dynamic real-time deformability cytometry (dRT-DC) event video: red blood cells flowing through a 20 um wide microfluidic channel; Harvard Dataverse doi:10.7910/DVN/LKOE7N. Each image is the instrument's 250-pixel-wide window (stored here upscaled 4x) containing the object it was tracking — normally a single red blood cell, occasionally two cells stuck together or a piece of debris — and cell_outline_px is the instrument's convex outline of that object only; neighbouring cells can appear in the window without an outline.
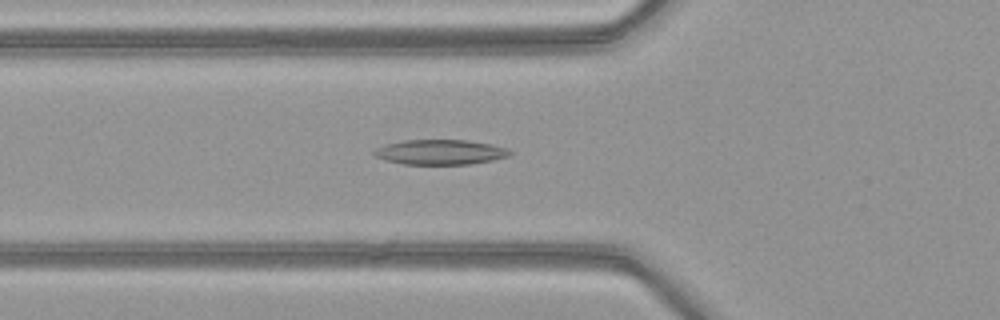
{"species": "common noctule bat (a hibernating species)", "species_latin": "Nyctalus noctula", "temperature_condition": "warm", "stored_images_in_passage": 50, "camera_frame_rate_fps": 3000, "um_per_image_px": 0.085, "animal": {"sex": "female", "body_mass_g": 21.9}, "frame": {"image": 1, "passage_image": 18, "time_ms": 5.667, "image_size_px": [1000, 320], "cell_outline_px": [[512, 152], [508, 156], [492, 160], [468, 164], [404, 164], [384, 160], [376, 156], [372, 152], [376, 148], [388, 144], [404, 140], [468, 140], [492, 144], [508, 148]], "centroid_in_image_um": [37.43, 12.92], "position_along_channel_um": 88.4, "area_um2": 19.65}}
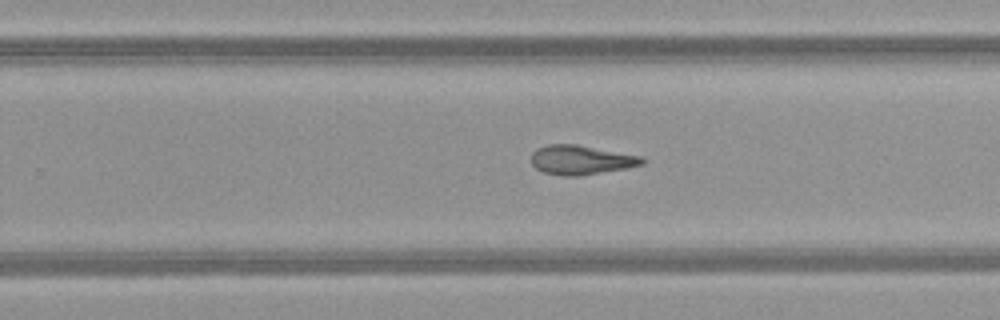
{"frame": {"image": 2, "passage_image": 32, "time_ms": 10.333, "image_size_px": [1000, 320], "cell_outline_px": [[644, 164], [628, 168], [580, 176], [564, 176], [544, 172], [536, 168], [532, 164], [532, 152], [536, 148], [548, 144], [576, 144], [644, 156]], "centroid_in_image_um": [49.42, 13.59], "position_along_channel_um": 280.4, "area_um2": 19.13}}
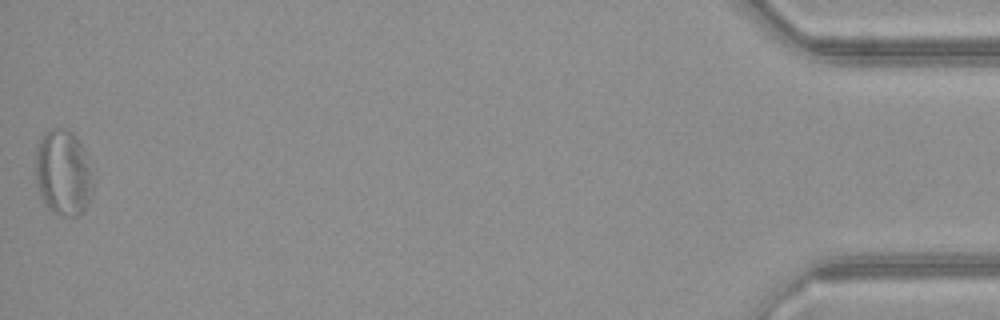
{"frame": {"image": 3, "passage_image": 50, "time_ms": 16.333, "image_size_px": [1000, 320], "cell_outline_px": [[96, 176], [92, 192], [84, 208], [76, 216], [68, 216], [56, 212], [48, 208], [40, 196], [36, 180], [36, 148], [44, 132], [52, 128], [64, 128], [72, 132], [76, 136], [88, 152]], "centroid_in_image_um": [5.43, 14.62], "position_along_channel_um": 429.8, "area_um2": 29.36}, "authors_computed_cell_mechanics": {"area_um2": 21.2415, "velocity_mm_per_s": 4.0927, "shape_relaxation_time_tau1_ms": null, "shape_relaxation_time_tau2_ms": 7.2904, "deformation_change_tau1": null, "deformation_change_tau2": 0.1959}}